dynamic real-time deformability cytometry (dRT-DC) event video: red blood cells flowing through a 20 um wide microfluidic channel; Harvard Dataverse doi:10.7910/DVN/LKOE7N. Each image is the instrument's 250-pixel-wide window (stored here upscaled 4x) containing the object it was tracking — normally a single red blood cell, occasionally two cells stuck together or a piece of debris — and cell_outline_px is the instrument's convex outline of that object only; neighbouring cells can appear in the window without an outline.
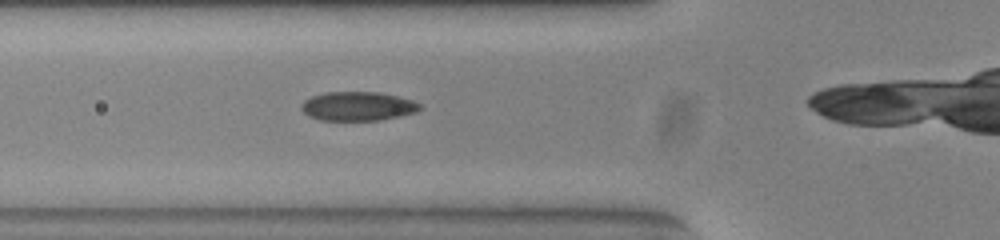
{"species": "common noctule bat (a hibernating species)", "species_latin": "Nyctalus noctula", "temperature_condition": "warm", "stored_images_in_passage": 30, "camera_frame_rate_fps": 3000, "um_per_image_px": 0.085, "animal": {"sex": "female", "body_mass_g": 23.0, "forearm_length_mm": 53.4}, "frame": {"image": 1, "passage_image": 6, "time_ms": 1.667, "image_size_px": [1000, 240], "cell_outline_px": [[424, 108], [416, 112], [400, 116], [380, 120], [320, 120], [308, 116], [300, 108], [300, 104], [304, 100], [312, 96], [324, 92], [380, 92], [412, 100], [420, 104]], "centroid_in_image_um": [30.4, 9.03], "position_along_channel_um": 95.4, "area_um2": 20.17}}
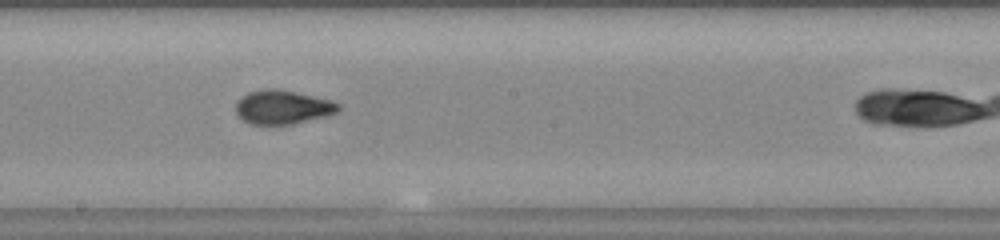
{"frame": {"image": 2, "passage_image": 16, "time_ms": 5.0, "image_size_px": [1000, 240], "cell_outline_px": [[340, 112], [292, 124], [248, 124], [236, 112], [236, 100], [240, 96], [248, 92], [264, 88], [276, 88], [296, 92], [332, 100], [340, 104]], "centroid_in_image_um": [24.01, 9.09], "position_along_channel_um": 224.2, "area_um2": 20.4}}
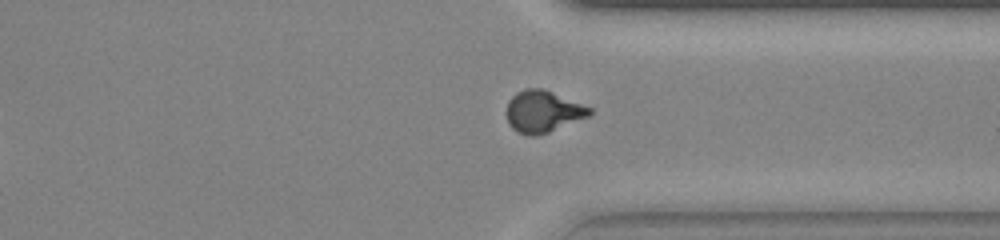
{"frame": {"image": 3, "passage_image": 27, "time_ms": 8.667, "image_size_px": [1000, 240], "cell_outline_px": [[592, 112], [588, 116], [548, 132], [536, 136], [528, 136], [516, 132], [508, 124], [504, 112], [508, 100], [516, 92], [524, 88], [544, 88], [592, 108]], "centroid_in_image_um": [46.08, 9.47], "position_along_channel_um": 365.3, "area_um2": 20.52}}